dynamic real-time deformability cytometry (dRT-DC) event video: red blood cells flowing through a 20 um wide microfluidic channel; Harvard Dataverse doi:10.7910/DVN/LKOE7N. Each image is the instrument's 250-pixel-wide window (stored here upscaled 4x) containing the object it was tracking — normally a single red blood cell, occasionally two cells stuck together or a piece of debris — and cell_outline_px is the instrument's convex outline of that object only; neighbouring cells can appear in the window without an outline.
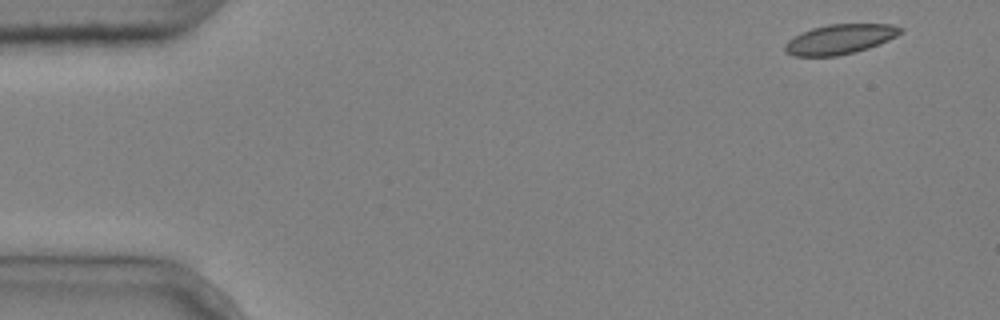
{"species": "common noctule bat (a hibernating species)", "species_latin": "Nyctalus noctula", "temperature_condition": "cold", "stored_images_in_passage": 5, "camera_frame_rate_fps": 3000, "um_per_image_px": 0.085, "animal": {"sex": "male", "body_mass_g": 20.4}, "frame": {"image": 1, "passage_image": 1, "time_ms": 0.0, "image_size_px": [1000, 320], "cell_outline_px": [[904, 32], [888, 40], [868, 48], [856, 52], [836, 56], [792, 56], [784, 48], [784, 44], [788, 40], [800, 32], [812, 28], [828, 24], [892, 24], [904, 28]], "centroid_in_image_um": [71.4, 3.32], "position_along_channel_um": 13.6, "area_um2": 20.17}}
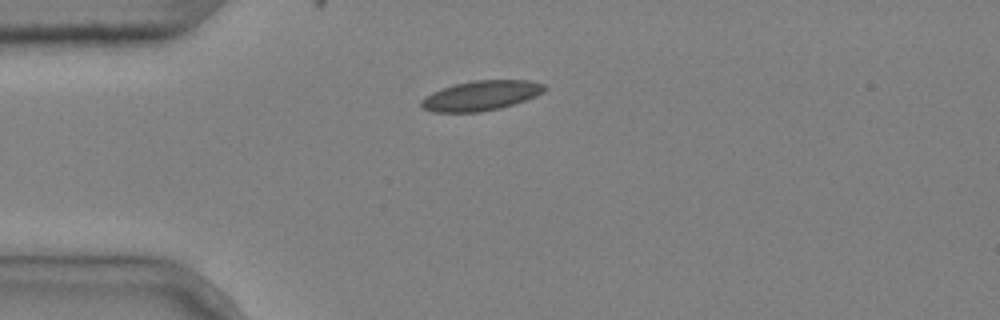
{"frame": {"image": 2, "passage_image": 4, "time_ms": 1.0, "image_size_px": [1000, 320], "cell_outline_px": [[548, 88], [544, 92], [536, 96], [500, 108], [480, 112], [432, 112], [420, 108], [420, 100], [432, 92], [456, 84], [472, 80], [528, 80], [544, 84]], "centroid_in_image_um": [40.88, 8.13], "position_along_channel_um": 44.1, "area_um2": 21.44}}
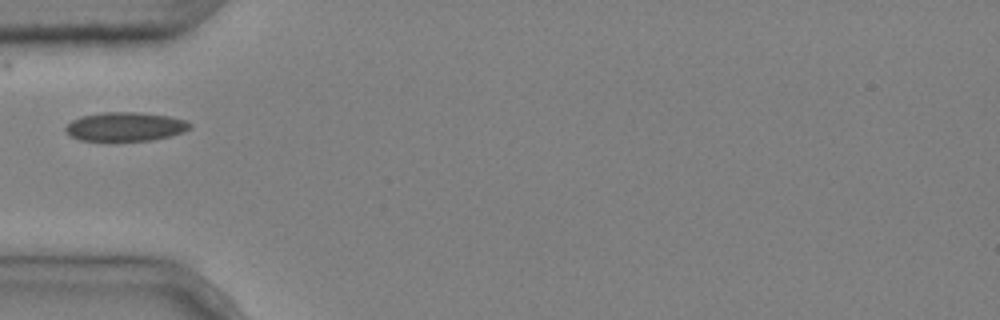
{"frame": {"image": 3, "passage_image": 5, "time_ms": 1.333, "image_size_px": [1000, 320], "cell_outline_px": [[192, 128], [184, 132], [152, 140], [80, 140], [64, 132], [64, 128], [72, 120], [80, 116], [104, 112], [140, 112], [168, 116], [188, 120], [192, 124]], "centroid_in_image_um": [10.68, 10.75], "position_along_channel_um": 74.3, "area_um2": 20.98}}